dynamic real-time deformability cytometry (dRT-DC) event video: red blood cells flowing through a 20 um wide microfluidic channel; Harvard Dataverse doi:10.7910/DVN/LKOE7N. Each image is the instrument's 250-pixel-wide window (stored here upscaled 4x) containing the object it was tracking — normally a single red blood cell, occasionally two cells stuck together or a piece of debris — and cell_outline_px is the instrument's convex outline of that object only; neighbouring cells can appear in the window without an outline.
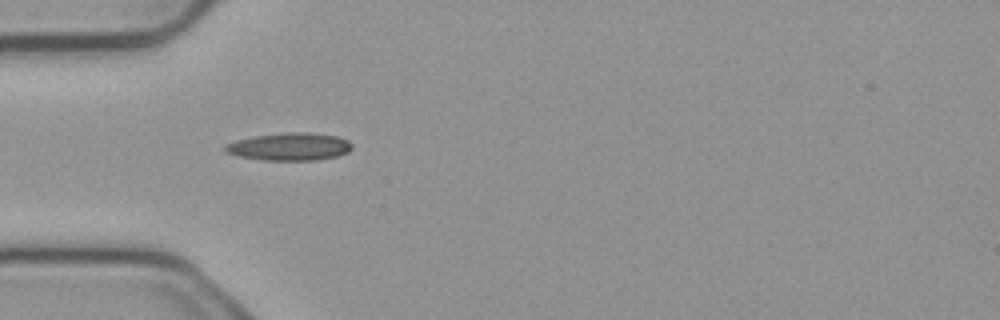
{"species": "common noctule bat (a hibernating species)", "species_latin": "Nyctalus noctula", "temperature_condition": "cold", "stored_images_in_passage": 7, "camera_frame_rate_fps": 3000, "um_per_image_px": 0.085, "animal": {"sex": "male", "body_mass_g": 23.1, "forearm_length_mm": 52.7}, "frame": {"image": 1, "passage_image": 3, "time_ms": 0.667, "image_size_px": [1000, 320], "cell_outline_px": [[352, 148], [348, 152], [336, 156], [316, 160], [264, 160], [236, 156], [224, 152], [220, 148], [224, 144], [236, 140], [256, 136], [288, 132], [308, 132], [336, 136], [348, 140], [352, 144]], "centroid_in_image_um": [24.55, 12.47], "position_along_channel_um": 60.4, "area_um2": 20.58}}
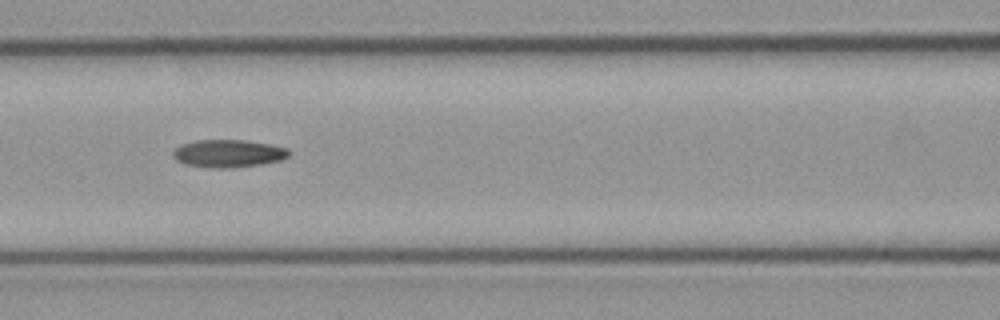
{"frame": {"image": 2, "passage_image": 5, "time_ms": 1.333, "image_size_px": [1000, 320], "cell_outline_px": [[288, 156], [280, 160], [260, 164], [232, 168], [208, 168], [184, 164], [176, 160], [172, 156], [172, 152], [180, 144], [196, 140], [244, 140], [272, 144], [288, 148]], "centroid_in_image_um": [19.36, 13.04], "position_along_channel_um": 147.2, "area_um2": 18.84}}
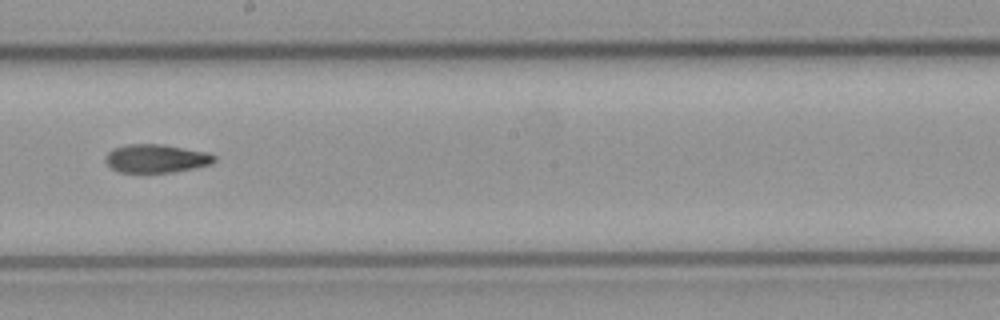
{"frame": {"image": 3, "passage_image": 7, "time_ms": 2.0, "image_size_px": [1000, 320], "cell_outline_px": [[216, 160], [212, 164], [172, 172], [120, 172], [112, 168], [104, 160], [104, 156], [112, 148], [128, 144], [164, 144], [208, 152], [216, 156]], "centroid_in_image_um": [13.28, 13.46], "position_along_channel_um": 234.9, "area_um2": 18.09}}